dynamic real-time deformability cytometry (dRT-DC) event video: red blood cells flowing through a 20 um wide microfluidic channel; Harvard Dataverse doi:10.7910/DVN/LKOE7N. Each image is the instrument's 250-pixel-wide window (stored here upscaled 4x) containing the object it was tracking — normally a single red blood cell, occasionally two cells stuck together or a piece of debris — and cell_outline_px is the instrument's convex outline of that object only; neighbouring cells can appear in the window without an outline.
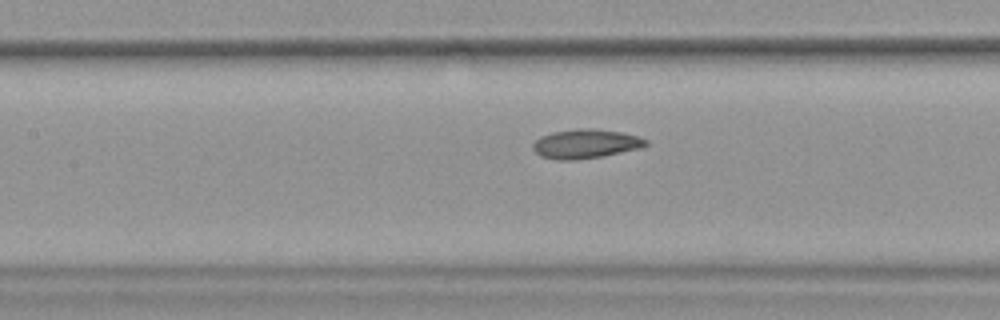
{"species": "common noctule bat (a hibernating species)", "species_latin": "Nyctalus noctula", "temperature_condition": "warm", "stored_images_in_passage": 35, "camera_frame_rate_fps": 3000, "um_per_image_px": 0.085, "animal": {"sex": "female", "body_mass_g": 19.9}, "frame": {"image": 1, "passage_image": 16, "time_ms": 5.0, "image_size_px": [1000, 320], "cell_outline_px": [[648, 144], [640, 148], [604, 156], [576, 160], [556, 160], [540, 156], [532, 148], [532, 144], [540, 136], [552, 132], [576, 128], [592, 128], [620, 132], [636, 136], [648, 140]], "centroid_in_image_um": [49.74, 12.23], "position_along_channel_um": 157.7, "area_um2": 19.31}}